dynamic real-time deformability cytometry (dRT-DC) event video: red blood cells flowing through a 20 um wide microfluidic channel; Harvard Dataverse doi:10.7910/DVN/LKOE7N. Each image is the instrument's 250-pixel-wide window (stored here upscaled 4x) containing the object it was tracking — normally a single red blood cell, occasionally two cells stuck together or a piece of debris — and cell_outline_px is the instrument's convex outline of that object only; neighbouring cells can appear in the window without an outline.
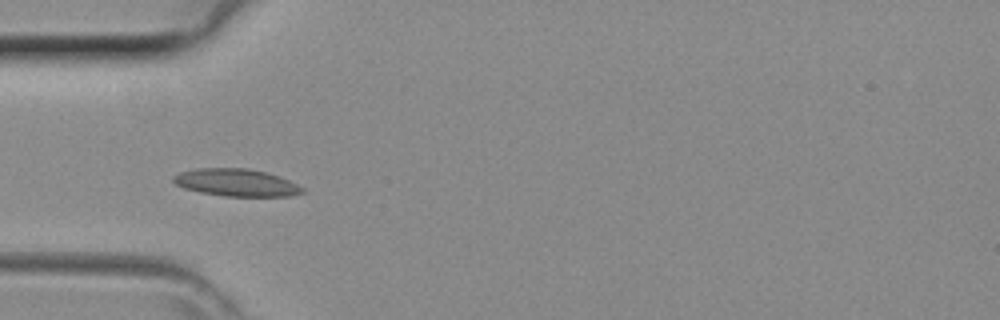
{"species": "common noctule bat (a hibernating species)", "species_latin": "Nyctalus noctula", "temperature_condition": "room temperature", "stored_images_in_passage": 40, "camera_frame_rate_fps": 3000, "um_per_image_px": 0.085, "animal": {"sex": "female", "body_mass_g": 29.2, "forearm_length_mm": 56.3}, "frame": {"image": 1, "passage_image": 11, "time_ms": 3.333, "image_size_px": [1000, 320], "cell_outline_px": [[304, 192], [288, 196], [224, 196], [200, 192], [184, 188], [176, 184], [172, 180], [172, 176], [180, 172], [196, 168], [248, 168], [280, 176], [304, 188]], "centroid_in_image_um": [20.06, 15.51], "position_along_channel_um": 64.9, "area_um2": 20.52}}
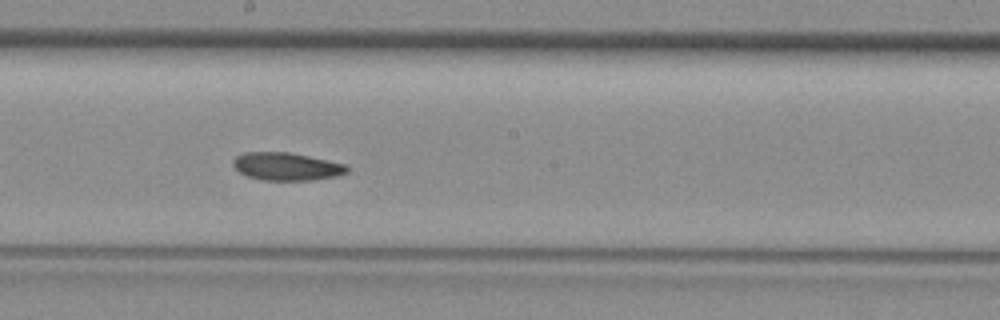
{"frame": {"image": 2, "passage_image": 21, "time_ms": 6.667, "image_size_px": [1000, 320], "cell_outline_px": [[348, 172], [340, 176], [312, 180], [260, 180], [248, 176], [240, 172], [232, 164], [232, 160], [236, 156], [244, 152], [288, 152], [348, 164]], "centroid_in_image_um": [24.38, 14.15], "position_along_channel_um": 223.8, "area_um2": 18.61}}
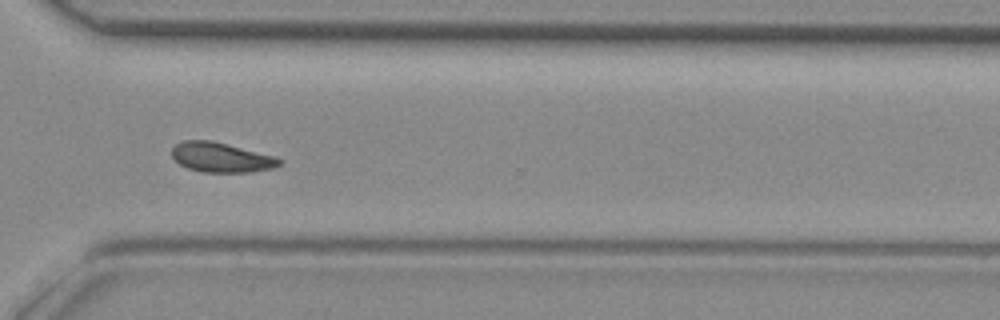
{"frame": {"image": 3, "passage_image": 29, "time_ms": 9.333, "image_size_px": [1000, 320], "cell_outline_px": [[280, 164], [272, 168], [252, 172], [200, 172], [188, 168], [180, 164], [172, 156], [172, 148], [176, 144], [184, 140], [212, 140], [272, 156], [280, 160]], "centroid_in_image_um": [18.74, 13.38], "position_along_channel_um": 351.9, "area_um2": 18.32}}